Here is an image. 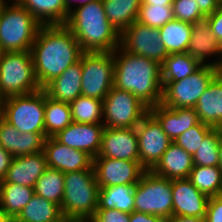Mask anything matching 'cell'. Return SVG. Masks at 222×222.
Instances as JSON below:
<instances>
[{"label": "cell", "instance_id": "cell-1", "mask_svg": "<svg viewBox=\"0 0 222 222\" xmlns=\"http://www.w3.org/2000/svg\"><path fill=\"white\" fill-rule=\"evenodd\" d=\"M30 53L36 79L43 89L78 62L83 51L66 25H41Z\"/></svg>", "mask_w": 222, "mask_h": 222}, {"label": "cell", "instance_id": "cell-2", "mask_svg": "<svg viewBox=\"0 0 222 222\" xmlns=\"http://www.w3.org/2000/svg\"><path fill=\"white\" fill-rule=\"evenodd\" d=\"M114 87L129 91L149 108L162 102L161 64L124 51H113Z\"/></svg>", "mask_w": 222, "mask_h": 222}, {"label": "cell", "instance_id": "cell-3", "mask_svg": "<svg viewBox=\"0 0 222 222\" xmlns=\"http://www.w3.org/2000/svg\"><path fill=\"white\" fill-rule=\"evenodd\" d=\"M65 25L83 52H113L120 46V34L108 21L102 0L72 9Z\"/></svg>", "mask_w": 222, "mask_h": 222}, {"label": "cell", "instance_id": "cell-4", "mask_svg": "<svg viewBox=\"0 0 222 222\" xmlns=\"http://www.w3.org/2000/svg\"><path fill=\"white\" fill-rule=\"evenodd\" d=\"M62 216L70 222H88L98 207L99 185L94 168L64 173Z\"/></svg>", "mask_w": 222, "mask_h": 222}, {"label": "cell", "instance_id": "cell-5", "mask_svg": "<svg viewBox=\"0 0 222 222\" xmlns=\"http://www.w3.org/2000/svg\"><path fill=\"white\" fill-rule=\"evenodd\" d=\"M41 24L16 0L0 11V52L30 51Z\"/></svg>", "mask_w": 222, "mask_h": 222}, {"label": "cell", "instance_id": "cell-6", "mask_svg": "<svg viewBox=\"0 0 222 222\" xmlns=\"http://www.w3.org/2000/svg\"><path fill=\"white\" fill-rule=\"evenodd\" d=\"M41 89L30 51L0 52V95H25Z\"/></svg>", "mask_w": 222, "mask_h": 222}, {"label": "cell", "instance_id": "cell-7", "mask_svg": "<svg viewBox=\"0 0 222 222\" xmlns=\"http://www.w3.org/2000/svg\"><path fill=\"white\" fill-rule=\"evenodd\" d=\"M0 115L21 133H45V91L4 98Z\"/></svg>", "mask_w": 222, "mask_h": 222}, {"label": "cell", "instance_id": "cell-8", "mask_svg": "<svg viewBox=\"0 0 222 222\" xmlns=\"http://www.w3.org/2000/svg\"><path fill=\"white\" fill-rule=\"evenodd\" d=\"M134 211L168 219L173 215L172 180L145 171L134 188Z\"/></svg>", "mask_w": 222, "mask_h": 222}, {"label": "cell", "instance_id": "cell-9", "mask_svg": "<svg viewBox=\"0 0 222 222\" xmlns=\"http://www.w3.org/2000/svg\"><path fill=\"white\" fill-rule=\"evenodd\" d=\"M220 73L214 65H202L188 77L176 82H162V102L169 108H194L199 97Z\"/></svg>", "mask_w": 222, "mask_h": 222}, {"label": "cell", "instance_id": "cell-10", "mask_svg": "<svg viewBox=\"0 0 222 222\" xmlns=\"http://www.w3.org/2000/svg\"><path fill=\"white\" fill-rule=\"evenodd\" d=\"M81 93L103 100L114 86L113 52H83Z\"/></svg>", "mask_w": 222, "mask_h": 222}, {"label": "cell", "instance_id": "cell-11", "mask_svg": "<svg viewBox=\"0 0 222 222\" xmlns=\"http://www.w3.org/2000/svg\"><path fill=\"white\" fill-rule=\"evenodd\" d=\"M149 107L129 91L112 87L103 99V125L108 128H134Z\"/></svg>", "mask_w": 222, "mask_h": 222}, {"label": "cell", "instance_id": "cell-12", "mask_svg": "<svg viewBox=\"0 0 222 222\" xmlns=\"http://www.w3.org/2000/svg\"><path fill=\"white\" fill-rule=\"evenodd\" d=\"M135 129L138 138L139 162L146 171H151L173 141L150 112L142 118Z\"/></svg>", "mask_w": 222, "mask_h": 222}, {"label": "cell", "instance_id": "cell-13", "mask_svg": "<svg viewBox=\"0 0 222 222\" xmlns=\"http://www.w3.org/2000/svg\"><path fill=\"white\" fill-rule=\"evenodd\" d=\"M120 47L124 51L149 58L159 64L169 55L162 43L159 29L137 21L120 34Z\"/></svg>", "mask_w": 222, "mask_h": 222}, {"label": "cell", "instance_id": "cell-14", "mask_svg": "<svg viewBox=\"0 0 222 222\" xmlns=\"http://www.w3.org/2000/svg\"><path fill=\"white\" fill-rule=\"evenodd\" d=\"M93 168L99 187L136 185L146 171L139 161L109 157L93 158Z\"/></svg>", "mask_w": 222, "mask_h": 222}, {"label": "cell", "instance_id": "cell-15", "mask_svg": "<svg viewBox=\"0 0 222 222\" xmlns=\"http://www.w3.org/2000/svg\"><path fill=\"white\" fill-rule=\"evenodd\" d=\"M43 151L46 156L47 167L63 173L93 168V157L87 152L70 148L54 137H47Z\"/></svg>", "mask_w": 222, "mask_h": 222}, {"label": "cell", "instance_id": "cell-16", "mask_svg": "<svg viewBox=\"0 0 222 222\" xmlns=\"http://www.w3.org/2000/svg\"><path fill=\"white\" fill-rule=\"evenodd\" d=\"M97 157L139 161L138 138L135 127H105Z\"/></svg>", "mask_w": 222, "mask_h": 222}, {"label": "cell", "instance_id": "cell-17", "mask_svg": "<svg viewBox=\"0 0 222 222\" xmlns=\"http://www.w3.org/2000/svg\"><path fill=\"white\" fill-rule=\"evenodd\" d=\"M173 215L206 217L209 197L200 192L188 178L172 179Z\"/></svg>", "mask_w": 222, "mask_h": 222}, {"label": "cell", "instance_id": "cell-18", "mask_svg": "<svg viewBox=\"0 0 222 222\" xmlns=\"http://www.w3.org/2000/svg\"><path fill=\"white\" fill-rule=\"evenodd\" d=\"M104 128L103 124L72 122L53 137L58 142L70 148L85 151L95 158L98 156Z\"/></svg>", "mask_w": 222, "mask_h": 222}, {"label": "cell", "instance_id": "cell-19", "mask_svg": "<svg viewBox=\"0 0 222 222\" xmlns=\"http://www.w3.org/2000/svg\"><path fill=\"white\" fill-rule=\"evenodd\" d=\"M45 133H21L0 115V145L12 157L43 151Z\"/></svg>", "mask_w": 222, "mask_h": 222}, {"label": "cell", "instance_id": "cell-20", "mask_svg": "<svg viewBox=\"0 0 222 222\" xmlns=\"http://www.w3.org/2000/svg\"><path fill=\"white\" fill-rule=\"evenodd\" d=\"M47 168L44 151L14 157L5 178L0 183H14L34 188L36 181Z\"/></svg>", "mask_w": 222, "mask_h": 222}, {"label": "cell", "instance_id": "cell-21", "mask_svg": "<svg viewBox=\"0 0 222 222\" xmlns=\"http://www.w3.org/2000/svg\"><path fill=\"white\" fill-rule=\"evenodd\" d=\"M149 112L172 141L200 122L194 108H169L160 103L150 107Z\"/></svg>", "mask_w": 222, "mask_h": 222}, {"label": "cell", "instance_id": "cell-22", "mask_svg": "<svg viewBox=\"0 0 222 222\" xmlns=\"http://www.w3.org/2000/svg\"><path fill=\"white\" fill-rule=\"evenodd\" d=\"M192 35L188 45L187 53L196 58L202 65L210 64L217 68L222 67V52L218 39L212 34L207 19L191 23ZM218 54L220 59L211 63H205L209 56Z\"/></svg>", "mask_w": 222, "mask_h": 222}, {"label": "cell", "instance_id": "cell-23", "mask_svg": "<svg viewBox=\"0 0 222 222\" xmlns=\"http://www.w3.org/2000/svg\"><path fill=\"white\" fill-rule=\"evenodd\" d=\"M199 121L222 128V74L219 73L199 97L194 107Z\"/></svg>", "mask_w": 222, "mask_h": 222}, {"label": "cell", "instance_id": "cell-24", "mask_svg": "<svg viewBox=\"0 0 222 222\" xmlns=\"http://www.w3.org/2000/svg\"><path fill=\"white\" fill-rule=\"evenodd\" d=\"M82 64L79 60L69 66L57 78L49 82L43 90L50 98L70 104L81 93Z\"/></svg>", "mask_w": 222, "mask_h": 222}, {"label": "cell", "instance_id": "cell-25", "mask_svg": "<svg viewBox=\"0 0 222 222\" xmlns=\"http://www.w3.org/2000/svg\"><path fill=\"white\" fill-rule=\"evenodd\" d=\"M193 167L192 155L172 142L151 171L160 177L172 180L188 178Z\"/></svg>", "mask_w": 222, "mask_h": 222}, {"label": "cell", "instance_id": "cell-26", "mask_svg": "<svg viewBox=\"0 0 222 222\" xmlns=\"http://www.w3.org/2000/svg\"><path fill=\"white\" fill-rule=\"evenodd\" d=\"M41 25H65L69 12L64 0H16Z\"/></svg>", "mask_w": 222, "mask_h": 222}, {"label": "cell", "instance_id": "cell-27", "mask_svg": "<svg viewBox=\"0 0 222 222\" xmlns=\"http://www.w3.org/2000/svg\"><path fill=\"white\" fill-rule=\"evenodd\" d=\"M136 185L99 187L97 210L116 209L131 214L134 211Z\"/></svg>", "mask_w": 222, "mask_h": 222}, {"label": "cell", "instance_id": "cell-28", "mask_svg": "<svg viewBox=\"0 0 222 222\" xmlns=\"http://www.w3.org/2000/svg\"><path fill=\"white\" fill-rule=\"evenodd\" d=\"M106 17L121 34L136 21L142 0H102Z\"/></svg>", "mask_w": 222, "mask_h": 222}, {"label": "cell", "instance_id": "cell-29", "mask_svg": "<svg viewBox=\"0 0 222 222\" xmlns=\"http://www.w3.org/2000/svg\"><path fill=\"white\" fill-rule=\"evenodd\" d=\"M69 221L62 216L60 207L39 195L34 194L13 222Z\"/></svg>", "mask_w": 222, "mask_h": 222}, {"label": "cell", "instance_id": "cell-30", "mask_svg": "<svg viewBox=\"0 0 222 222\" xmlns=\"http://www.w3.org/2000/svg\"><path fill=\"white\" fill-rule=\"evenodd\" d=\"M34 194V188L29 186L0 183V206L13 221Z\"/></svg>", "mask_w": 222, "mask_h": 222}, {"label": "cell", "instance_id": "cell-31", "mask_svg": "<svg viewBox=\"0 0 222 222\" xmlns=\"http://www.w3.org/2000/svg\"><path fill=\"white\" fill-rule=\"evenodd\" d=\"M202 64L187 52L169 54L161 64L162 82H176L197 71Z\"/></svg>", "mask_w": 222, "mask_h": 222}, {"label": "cell", "instance_id": "cell-32", "mask_svg": "<svg viewBox=\"0 0 222 222\" xmlns=\"http://www.w3.org/2000/svg\"><path fill=\"white\" fill-rule=\"evenodd\" d=\"M162 43L169 54L187 52L192 35L191 23L172 19L159 28Z\"/></svg>", "mask_w": 222, "mask_h": 222}, {"label": "cell", "instance_id": "cell-33", "mask_svg": "<svg viewBox=\"0 0 222 222\" xmlns=\"http://www.w3.org/2000/svg\"><path fill=\"white\" fill-rule=\"evenodd\" d=\"M73 122L68 103L57 101L45 92V136L53 137Z\"/></svg>", "mask_w": 222, "mask_h": 222}, {"label": "cell", "instance_id": "cell-34", "mask_svg": "<svg viewBox=\"0 0 222 222\" xmlns=\"http://www.w3.org/2000/svg\"><path fill=\"white\" fill-rule=\"evenodd\" d=\"M188 179L208 197L222 195V169L219 166H194Z\"/></svg>", "mask_w": 222, "mask_h": 222}, {"label": "cell", "instance_id": "cell-35", "mask_svg": "<svg viewBox=\"0 0 222 222\" xmlns=\"http://www.w3.org/2000/svg\"><path fill=\"white\" fill-rule=\"evenodd\" d=\"M69 105L73 122L103 124V100L80 95Z\"/></svg>", "mask_w": 222, "mask_h": 222}, {"label": "cell", "instance_id": "cell-36", "mask_svg": "<svg viewBox=\"0 0 222 222\" xmlns=\"http://www.w3.org/2000/svg\"><path fill=\"white\" fill-rule=\"evenodd\" d=\"M64 188V173L56 169L47 168L36 181L34 192L36 195L60 207L64 195Z\"/></svg>", "mask_w": 222, "mask_h": 222}, {"label": "cell", "instance_id": "cell-37", "mask_svg": "<svg viewBox=\"0 0 222 222\" xmlns=\"http://www.w3.org/2000/svg\"><path fill=\"white\" fill-rule=\"evenodd\" d=\"M222 128H213L194 153V166H219V141Z\"/></svg>", "mask_w": 222, "mask_h": 222}, {"label": "cell", "instance_id": "cell-38", "mask_svg": "<svg viewBox=\"0 0 222 222\" xmlns=\"http://www.w3.org/2000/svg\"><path fill=\"white\" fill-rule=\"evenodd\" d=\"M172 19V5H141L136 21L159 29Z\"/></svg>", "mask_w": 222, "mask_h": 222}, {"label": "cell", "instance_id": "cell-39", "mask_svg": "<svg viewBox=\"0 0 222 222\" xmlns=\"http://www.w3.org/2000/svg\"><path fill=\"white\" fill-rule=\"evenodd\" d=\"M214 127L207 125L205 123L199 122L197 125L189 128L181 135H179L174 143L186 150L190 155L198 150L199 146L203 142L205 136L213 129Z\"/></svg>", "mask_w": 222, "mask_h": 222}, {"label": "cell", "instance_id": "cell-40", "mask_svg": "<svg viewBox=\"0 0 222 222\" xmlns=\"http://www.w3.org/2000/svg\"><path fill=\"white\" fill-rule=\"evenodd\" d=\"M172 9L174 18L183 22L194 23L206 18L195 0H174Z\"/></svg>", "mask_w": 222, "mask_h": 222}, {"label": "cell", "instance_id": "cell-41", "mask_svg": "<svg viewBox=\"0 0 222 222\" xmlns=\"http://www.w3.org/2000/svg\"><path fill=\"white\" fill-rule=\"evenodd\" d=\"M88 222H130V214L116 209L96 210Z\"/></svg>", "mask_w": 222, "mask_h": 222}, {"label": "cell", "instance_id": "cell-42", "mask_svg": "<svg viewBox=\"0 0 222 222\" xmlns=\"http://www.w3.org/2000/svg\"><path fill=\"white\" fill-rule=\"evenodd\" d=\"M205 222H222V195L209 197Z\"/></svg>", "mask_w": 222, "mask_h": 222}, {"label": "cell", "instance_id": "cell-43", "mask_svg": "<svg viewBox=\"0 0 222 222\" xmlns=\"http://www.w3.org/2000/svg\"><path fill=\"white\" fill-rule=\"evenodd\" d=\"M212 34L218 39L222 52V4L211 15L206 16Z\"/></svg>", "mask_w": 222, "mask_h": 222}, {"label": "cell", "instance_id": "cell-44", "mask_svg": "<svg viewBox=\"0 0 222 222\" xmlns=\"http://www.w3.org/2000/svg\"><path fill=\"white\" fill-rule=\"evenodd\" d=\"M130 222H167V219L156 215L133 211L130 214Z\"/></svg>", "mask_w": 222, "mask_h": 222}, {"label": "cell", "instance_id": "cell-45", "mask_svg": "<svg viewBox=\"0 0 222 222\" xmlns=\"http://www.w3.org/2000/svg\"><path fill=\"white\" fill-rule=\"evenodd\" d=\"M12 159V155L0 145V181L5 178Z\"/></svg>", "mask_w": 222, "mask_h": 222}, {"label": "cell", "instance_id": "cell-46", "mask_svg": "<svg viewBox=\"0 0 222 222\" xmlns=\"http://www.w3.org/2000/svg\"><path fill=\"white\" fill-rule=\"evenodd\" d=\"M200 8V11L205 15H211L222 4V0H195Z\"/></svg>", "mask_w": 222, "mask_h": 222}, {"label": "cell", "instance_id": "cell-47", "mask_svg": "<svg viewBox=\"0 0 222 222\" xmlns=\"http://www.w3.org/2000/svg\"><path fill=\"white\" fill-rule=\"evenodd\" d=\"M167 222H205V218L172 215Z\"/></svg>", "mask_w": 222, "mask_h": 222}, {"label": "cell", "instance_id": "cell-48", "mask_svg": "<svg viewBox=\"0 0 222 222\" xmlns=\"http://www.w3.org/2000/svg\"><path fill=\"white\" fill-rule=\"evenodd\" d=\"M174 0H142L141 5H172Z\"/></svg>", "mask_w": 222, "mask_h": 222}, {"label": "cell", "instance_id": "cell-49", "mask_svg": "<svg viewBox=\"0 0 222 222\" xmlns=\"http://www.w3.org/2000/svg\"><path fill=\"white\" fill-rule=\"evenodd\" d=\"M72 1H74V2L77 1L79 3V5H77V6H81V5L87 4V3L91 2V1H95V0H64L65 8L68 12H71V10H72V7H71L73 5Z\"/></svg>", "mask_w": 222, "mask_h": 222}, {"label": "cell", "instance_id": "cell-50", "mask_svg": "<svg viewBox=\"0 0 222 222\" xmlns=\"http://www.w3.org/2000/svg\"><path fill=\"white\" fill-rule=\"evenodd\" d=\"M0 222H13L5 213V211L0 206Z\"/></svg>", "mask_w": 222, "mask_h": 222}, {"label": "cell", "instance_id": "cell-51", "mask_svg": "<svg viewBox=\"0 0 222 222\" xmlns=\"http://www.w3.org/2000/svg\"><path fill=\"white\" fill-rule=\"evenodd\" d=\"M219 167L222 169V132L220 133V141H219Z\"/></svg>", "mask_w": 222, "mask_h": 222}, {"label": "cell", "instance_id": "cell-52", "mask_svg": "<svg viewBox=\"0 0 222 222\" xmlns=\"http://www.w3.org/2000/svg\"><path fill=\"white\" fill-rule=\"evenodd\" d=\"M5 3H6V0H0V11L3 8Z\"/></svg>", "mask_w": 222, "mask_h": 222}, {"label": "cell", "instance_id": "cell-53", "mask_svg": "<svg viewBox=\"0 0 222 222\" xmlns=\"http://www.w3.org/2000/svg\"><path fill=\"white\" fill-rule=\"evenodd\" d=\"M2 103H3V97L0 95V113H1V109H2Z\"/></svg>", "mask_w": 222, "mask_h": 222}, {"label": "cell", "instance_id": "cell-54", "mask_svg": "<svg viewBox=\"0 0 222 222\" xmlns=\"http://www.w3.org/2000/svg\"><path fill=\"white\" fill-rule=\"evenodd\" d=\"M51 222H70V221H51Z\"/></svg>", "mask_w": 222, "mask_h": 222}]
</instances>
